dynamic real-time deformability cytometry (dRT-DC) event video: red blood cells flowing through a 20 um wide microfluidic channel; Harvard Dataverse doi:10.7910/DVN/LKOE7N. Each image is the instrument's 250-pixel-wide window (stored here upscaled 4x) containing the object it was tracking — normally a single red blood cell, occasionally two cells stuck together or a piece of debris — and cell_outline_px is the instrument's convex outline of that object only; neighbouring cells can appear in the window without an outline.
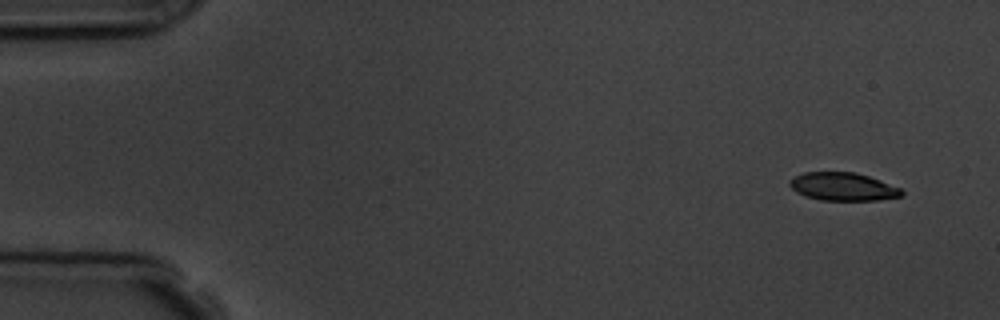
{"species": "common noctule bat (a hibernating species)", "species_latin": "Nyctalus noctula", "temperature_condition": "room temperature", "stored_images_in_passage": 6, "camera_frame_rate_fps": 3000, "um_per_image_px": 0.085, "animal": {"sex": "male", "body_mass_g": 19.5, "forearm_length_mm": 54.6}, "frame": {"image": 1, "passage_image": 1, "time_ms": 0.0, "image_size_px": [1000, 320], "cell_outline_px": [[904, 192], [900, 196], [876, 200], [820, 200], [804, 196], [796, 192], [788, 184], [788, 180], [804, 172], [856, 172], [880, 180], [900, 188]], "centroid_in_image_um": [71.61, 15.86], "position_along_channel_um": 13.4, "area_um2": 18.26}}
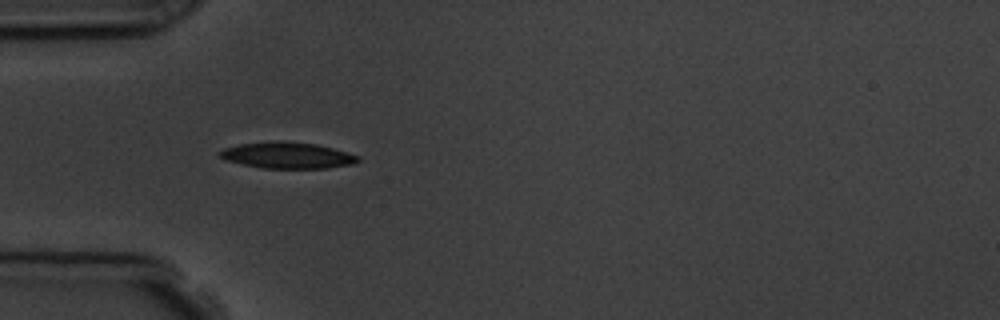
{"frame": {"image": 2, "passage_image": 5, "time_ms": 4.333, "image_size_px": [1000, 320], "cell_outline_px": [[360, 160], [352, 164], [324, 168], [264, 168], [224, 160], [216, 152], [224, 148], [240, 144], [280, 140], [316, 144], [348, 152], [360, 156]], "centroid_in_image_um": [24.42, 13.19], "position_along_channel_um": 60.6, "area_um2": 21.1}}